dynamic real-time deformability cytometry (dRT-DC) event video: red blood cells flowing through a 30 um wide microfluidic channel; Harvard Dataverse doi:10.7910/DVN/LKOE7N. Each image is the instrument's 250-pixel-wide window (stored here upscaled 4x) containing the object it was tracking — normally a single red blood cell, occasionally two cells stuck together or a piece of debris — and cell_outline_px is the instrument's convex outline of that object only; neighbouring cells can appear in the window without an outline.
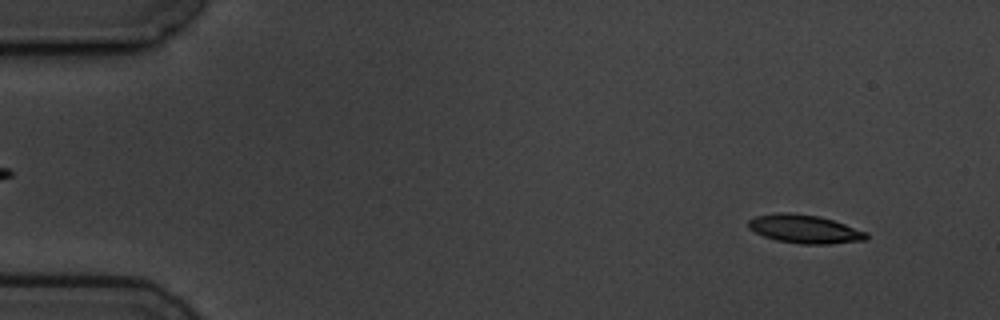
{"species": "common noctule bat (a hibernating species)", "species_latin": "Nyctalus noctula", "temperature_condition": "cold", "stored_images_in_passage": 8, "camera_frame_rate_fps": 3000, "um_per_image_px": 0.085, "animal": {"sex": "male", "body_mass_g": 19.5, "forearm_length_mm": 54.6}, "frame": {"image": 1, "passage_image": 1, "time_ms": 0.0, "image_size_px": [1000, 320], "cell_outline_px": [[868, 240], [828, 244], [800, 244], [776, 240], [764, 236], [748, 228], [748, 220], [756, 216], [776, 212], [788, 212], [820, 216], [868, 232]], "centroid_in_image_um": [68.4, 19.46], "position_along_channel_um": 16.6, "area_um2": 19.65}}
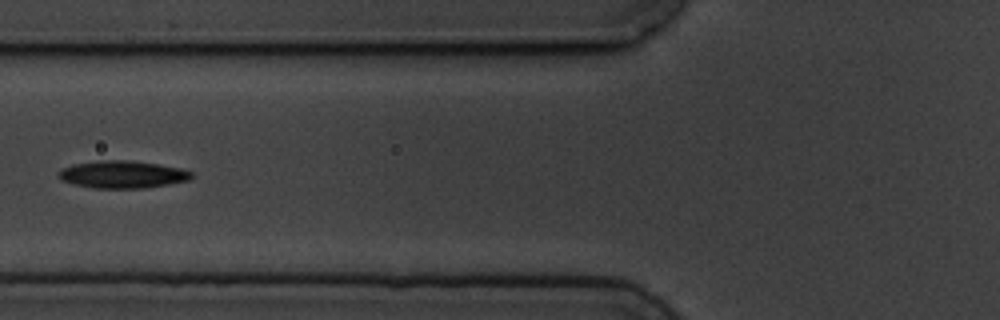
{"frame": {"image": 2, "passage_image": 6, "time_ms": 5.667, "image_size_px": [1000, 320], "cell_outline_px": [[196, 176], [188, 180], [168, 184], [144, 188], [92, 188], [60, 180], [56, 172], [60, 168], [72, 164], [100, 160], [132, 160], [180, 168], [192, 172]], "centroid_in_image_um": [10.37, 14.82], "position_along_channel_um": 115.4, "area_um2": 21.39}}
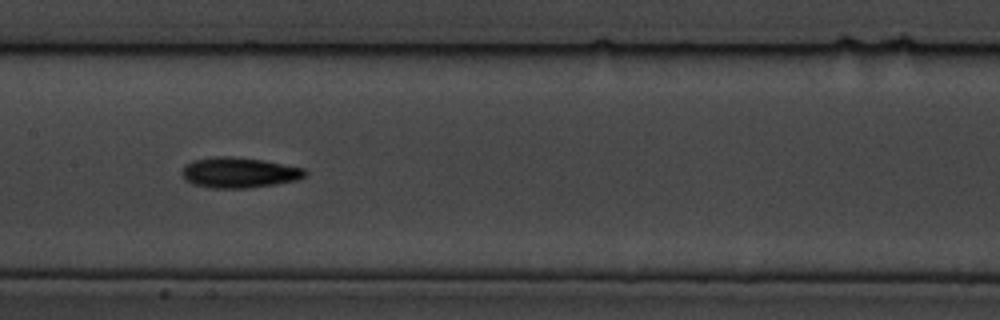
{"frame": {"image": 3, "passage_image": 8, "time_ms": 7.667, "image_size_px": [1000, 320], "cell_outline_px": [[308, 172], [304, 176], [296, 180], [276, 184], [248, 188], [212, 188], [192, 184], [184, 180], [180, 172], [184, 164], [192, 160], [216, 156], [228, 156], [264, 160], [304, 168]], "centroid_in_image_um": [20.27, 14.67], "position_along_channel_um": 187.1, "area_um2": 22.08}}